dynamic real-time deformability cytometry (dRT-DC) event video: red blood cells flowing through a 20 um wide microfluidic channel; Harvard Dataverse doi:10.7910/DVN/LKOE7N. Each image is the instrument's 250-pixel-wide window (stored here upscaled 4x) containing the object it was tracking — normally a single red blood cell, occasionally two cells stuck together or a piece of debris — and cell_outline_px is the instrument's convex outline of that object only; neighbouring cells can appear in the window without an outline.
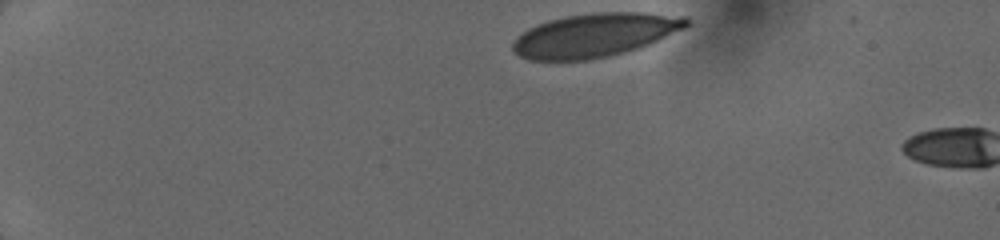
{"species": "human", "species_latin": "Homo sapiens", "temperature_condition": "cold", "stored_images_in_passage": 3, "camera_frame_rate_fps": 3000, "um_per_image_px": 0.085, "donor": {"sex": "female"}, "frame": {"image": 1, "passage_image": 1, "time_ms": 0.0, "image_size_px": [1000, 240], "cell_outline_px": [[692, 24], [684, 28], [648, 44], [636, 48], [608, 56], [588, 60], [528, 60], [520, 56], [512, 48], [512, 44], [516, 36], [528, 28], [536, 24], [548, 20], [564, 16], [596, 12], [644, 12], [688, 16]], "centroid_in_image_um": [50.56, 2.96], "position_along_channel_um": 34.4, "area_um2": 44.27}}